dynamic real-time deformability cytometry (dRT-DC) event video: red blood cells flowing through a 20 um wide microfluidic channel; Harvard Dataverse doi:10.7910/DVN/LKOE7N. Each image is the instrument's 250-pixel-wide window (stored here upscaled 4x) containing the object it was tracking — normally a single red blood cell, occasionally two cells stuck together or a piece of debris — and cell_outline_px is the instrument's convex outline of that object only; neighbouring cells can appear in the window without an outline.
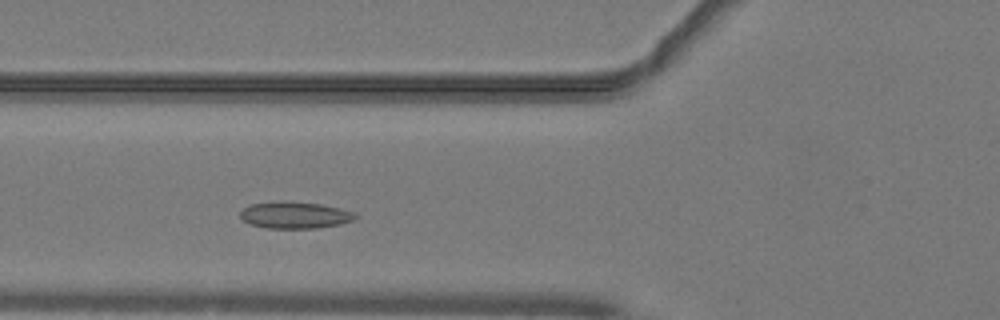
{"species": "common noctule bat (a hibernating species)", "species_latin": "Nyctalus noctula", "temperature_condition": "warm", "stored_images_in_passage": 41, "camera_frame_rate_fps": 3000, "um_per_image_px": 0.085, "animal": {"sex": "male", "body_mass_g": 19.2, "forearm_length_mm": 51.8}, "frame": {"image": 1, "passage_image": 9, "time_ms": 2.667, "image_size_px": [1000, 320], "cell_outline_px": [[360, 216], [352, 220], [340, 224], [316, 228], [268, 228], [252, 224], [244, 220], [240, 216], [240, 212], [248, 204], [284, 200], [320, 204], [356, 212]], "centroid_in_image_um": [25.08, 18.27], "position_along_channel_um": 100.7, "area_um2": 17.98}}
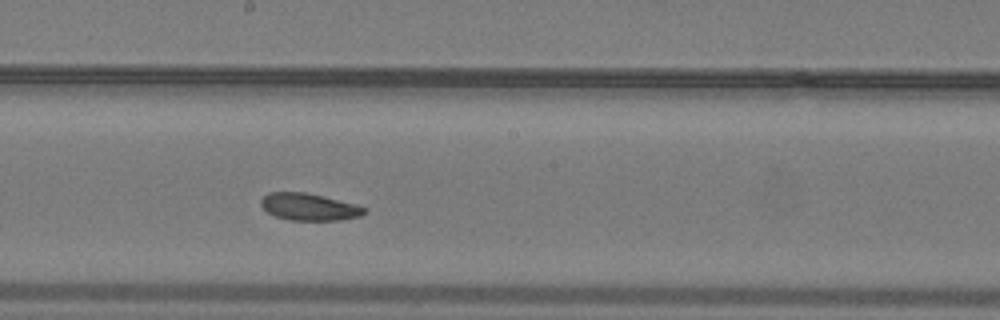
{"frame": {"image": 2, "passage_image": 18, "time_ms": 5.667, "image_size_px": [1000, 320], "cell_outline_px": [[368, 212], [360, 216], [336, 220], [288, 220], [276, 216], [268, 212], [260, 204], [260, 200], [268, 192], [304, 192], [356, 204], [368, 208]], "centroid_in_image_um": [26.28, 17.58], "position_along_channel_um": 221.9, "area_um2": 16.24}}
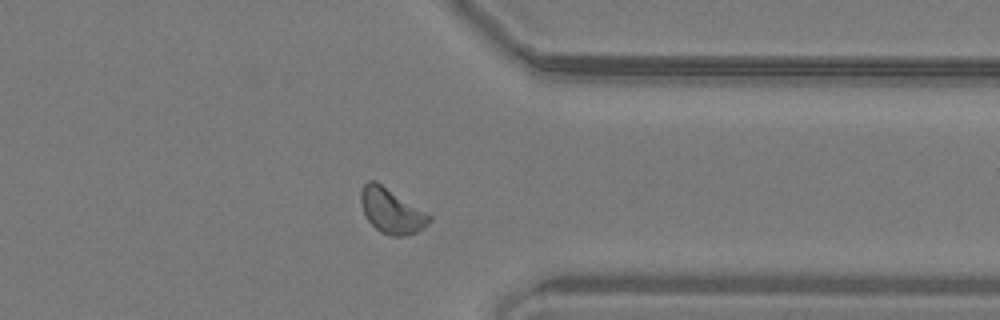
{"frame": {"image": 3, "passage_image": 30, "time_ms": 9.667, "image_size_px": [1000, 320], "cell_outline_px": [[432, 220], [428, 224], [416, 232], [408, 236], [392, 236], [380, 232], [368, 220], [364, 212], [360, 200], [360, 192], [364, 184], [368, 180], [376, 180], [432, 216]], "centroid_in_image_um": [33.27, 17.92], "position_along_channel_um": 378.1, "area_um2": 17.86}, "authors_computed_cell_mechanics": {"area_um2": 17.1666, "velocity_mm_per_s": 4.0287, "shape_relaxation_time_tau1_ms": 7.0618, "shape_relaxation_time_tau2_ms": 5.1114, "deformation_change_tau1": 0.1086, "deformation_change_tau2": 0.0953}}